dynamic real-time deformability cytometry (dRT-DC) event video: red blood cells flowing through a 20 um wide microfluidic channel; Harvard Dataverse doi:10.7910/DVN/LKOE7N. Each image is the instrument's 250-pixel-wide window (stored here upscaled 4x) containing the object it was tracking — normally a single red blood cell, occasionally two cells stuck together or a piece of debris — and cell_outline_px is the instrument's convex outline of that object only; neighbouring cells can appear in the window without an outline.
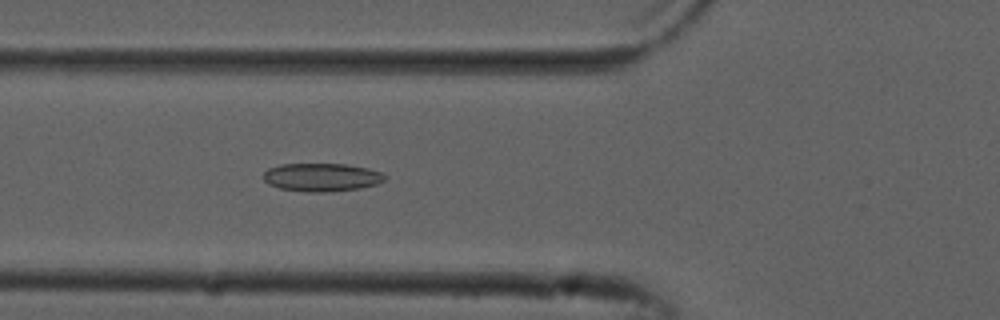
{"species": "common noctule bat (a hibernating species)", "species_latin": "Nyctalus noctula", "temperature_condition": "cold", "stored_images_in_passage": 52, "camera_frame_rate_fps": 3000, "um_per_image_px": 0.085, "animal": {"sex": "male", "forearm_length_mm": 52.5}, "frame": {"image": 1, "passage_image": 19, "time_ms": 6.0, "image_size_px": [1000, 320], "cell_outline_px": [[388, 176], [384, 180], [376, 184], [360, 188], [328, 192], [304, 192], [280, 188], [268, 184], [264, 180], [264, 172], [268, 168], [280, 164], [348, 164], [368, 168], [380, 172]], "centroid_in_image_um": [27.34, 15.06], "position_along_channel_um": 98.5, "area_um2": 20.06}}
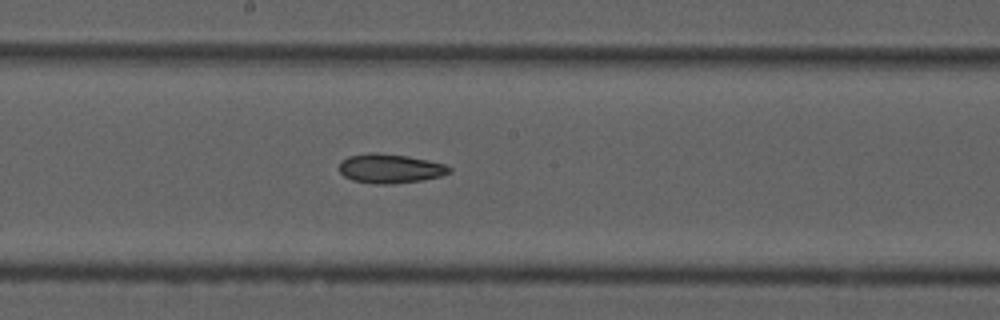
{"frame": {"image": 2, "passage_image": 28, "time_ms": 9.0, "image_size_px": [1000, 320], "cell_outline_px": [[452, 172], [440, 176], [420, 180], [392, 184], [376, 184], [352, 180], [344, 176], [340, 172], [340, 160], [348, 156], [372, 152], [376, 152], [408, 156], [428, 160], [444, 164], [452, 168]], "centroid_in_image_um": [33.15, 14.32], "position_along_channel_um": 215.1, "area_um2": 18.79}}
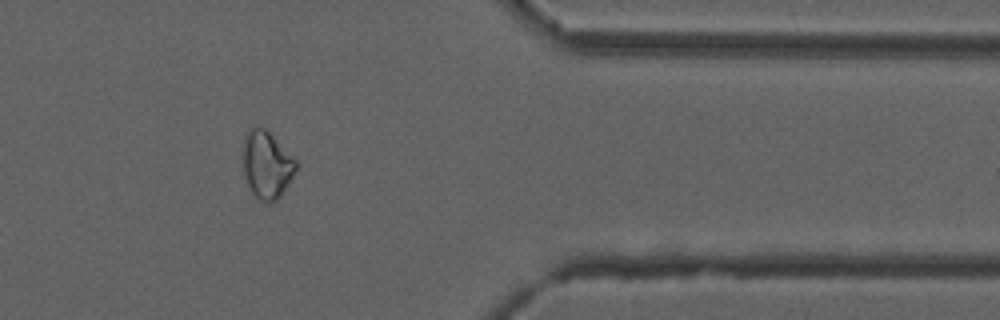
{"frame": {"image": 3, "passage_image": 43, "time_ms": 14.0, "image_size_px": [1000, 320], "cell_outline_px": [[300, 164], [288, 184], [280, 196], [276, 200], [268, 204], [260, 200], [252, 192], [248, 184], [244, 172], [244, 140], [248, 132], [252, 128], [268, 128]], "centroid_in_image_um": [22.73, 14.0], "position_along_channel_um": 388.7, "area_um2": 20.81}, "authors_computed_cell_mechanics": {"area_um2": 20.8947, "velocity_mm_per_s": 3.8726, "shape_relaxation_time_tau1_ms": null, "shape_relaxation_time_tau2_ms": 6.9923, "deformation_change_tau1": null, "deformation_change_tau2": 0.1425}}